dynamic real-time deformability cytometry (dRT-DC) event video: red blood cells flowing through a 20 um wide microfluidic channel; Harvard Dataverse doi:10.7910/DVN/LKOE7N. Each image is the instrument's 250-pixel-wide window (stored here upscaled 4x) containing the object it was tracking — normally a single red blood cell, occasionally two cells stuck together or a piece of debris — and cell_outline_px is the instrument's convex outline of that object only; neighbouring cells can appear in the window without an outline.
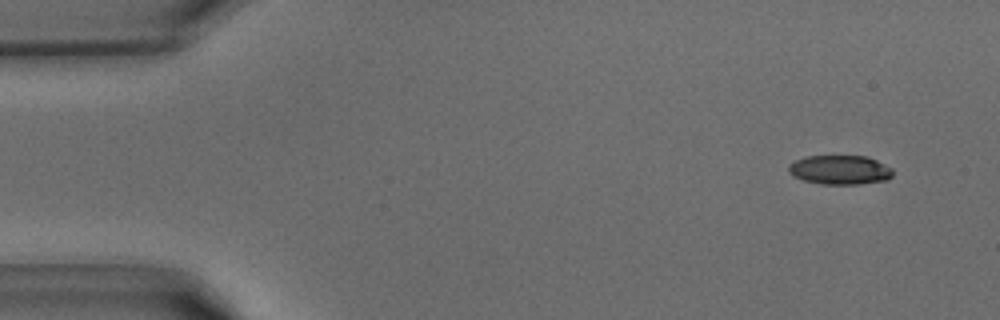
{"species": "common noctule bat (a hibernating species)", "species_latin": "Nyctalus noctula", "temperature_condition": "warm", "stored_images_in_passage": 6, "camera_frame_rate_fps": 3000, "um_per_image_px": 0.085, "animal": {"sex": "male", "body_mass_g": 15.6}, "frame": {"image": 1, "passage_image": 3, "time_ms": 0.667, "image_size_px": [1000, 320], "cell_outline_px": [[892, 176], [888, 180], [856, 184], [820, 184], [804, 180], [792, 176], [788, 172], [788, 164], [796, 160], [808, 156], [864, 156], [876, 160], [892, 168]], "centroid_in_image_um": [71.37, 14.44], "position_along_channel_um": 13.6, "area_um2": 17.74}}